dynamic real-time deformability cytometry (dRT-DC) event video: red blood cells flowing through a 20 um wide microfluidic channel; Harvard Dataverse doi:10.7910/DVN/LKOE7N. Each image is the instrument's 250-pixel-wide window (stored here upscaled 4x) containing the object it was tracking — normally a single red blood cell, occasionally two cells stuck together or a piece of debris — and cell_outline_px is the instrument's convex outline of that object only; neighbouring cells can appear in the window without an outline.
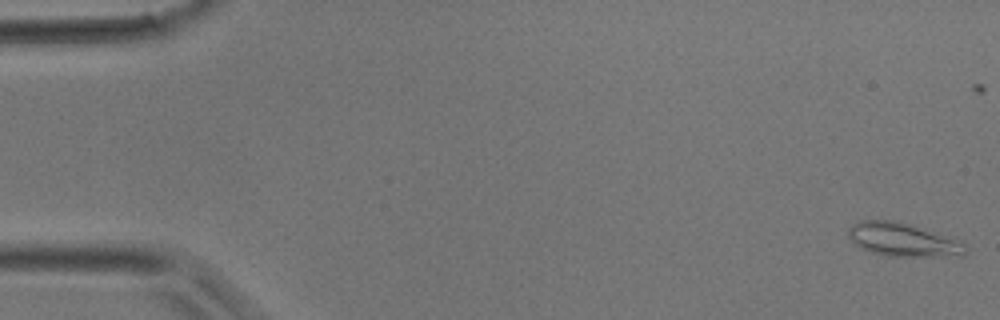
{"species": "common noctule bat (a hibernating species)", "species_latin": "Nyctalus noctula", "temperature_condition": "room temperature", "stored_images_in_passage": 41, "camera_frame_rate_fps": 3000, "um_per_image_px": 0.085, "animal": {"sex": "male", "body_mass_g": 17.9}, "frame": {"image": 1, "passage_image": 1, "time_ms": 0.0, "image_size_px": [1000, 320], "cell_outline_px": [[968, 248], [964, 256], [888, 256], [872, 252], [860, 248], [848, 236], [848, 228], [852, 224], [860, 220], [896, 220], [912, 224], [960, 240]], "centroid_in_image_um": [76.77, 20.36], "position_along_channel_um": 8.2, "area_um2": 23.06}}
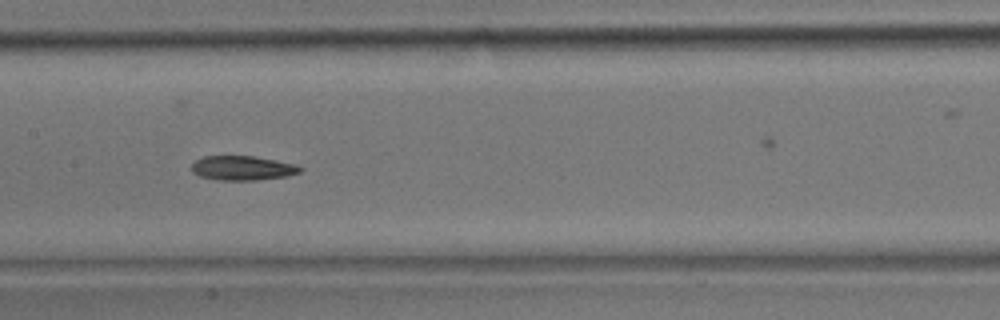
{"frame": {"image": 2, "passage_image": 20, "time_ms": 6.333, "image_size_px": [1000, 320], "cell_outline_px": [[304, 168], [300, 172], [284, 176], [256, 180], [220, 180], [200, 176], [192, 172], [192, 164], [196, 160], [204, 156], [252, 156], [292, 164]], "centroid_in_image_um": [20.56, 14.29], "position_along_channel_um": 186.8, "area_um2": 15.09}}
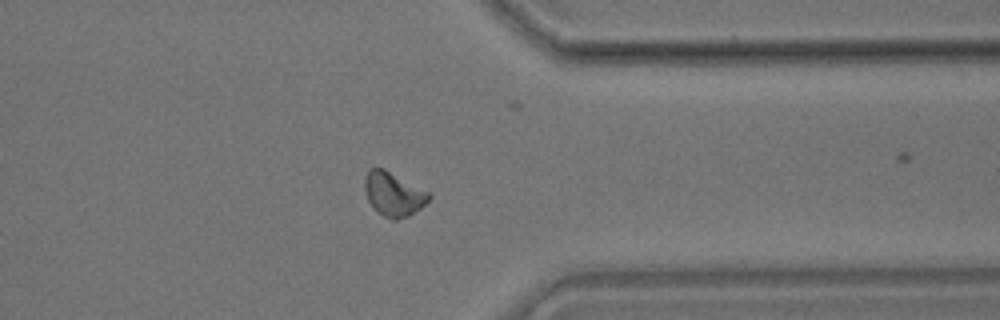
{"frame": {"image": 3, "passage_image": 32, "time_ms": 10.333, "image_size_px": [1000, 320], "cell_outline_px": [[432, 196], [420, 208], [408, 216], [396, 220], [392, 220], [376, 212], [368, 200], [364, 188], [364, 180], [368, 168], [384, 168], [428, 192]], "centroid_in_image_um": [33.41, 16.5], "position_along_channel_um": 378.0, "area_um2": 16.36}}